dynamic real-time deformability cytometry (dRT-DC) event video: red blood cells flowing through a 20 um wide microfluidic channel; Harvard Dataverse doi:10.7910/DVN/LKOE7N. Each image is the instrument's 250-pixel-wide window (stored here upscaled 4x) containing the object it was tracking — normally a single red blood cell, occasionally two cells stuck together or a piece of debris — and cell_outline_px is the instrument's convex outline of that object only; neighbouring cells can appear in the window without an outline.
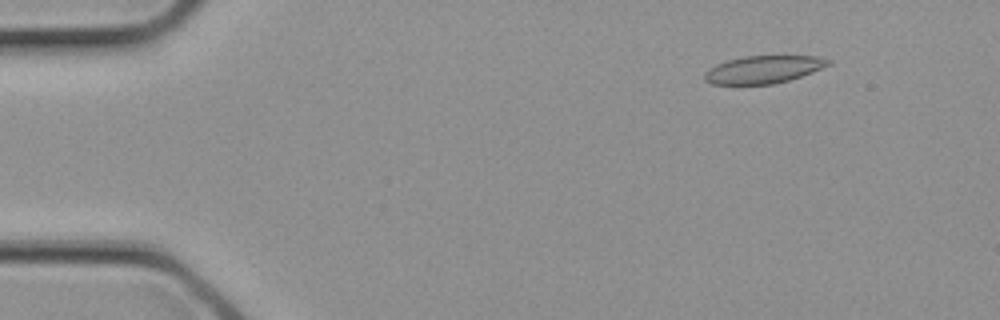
{"species": "common noctule bat (a hibernating species)", "species_latin": "Nyctalus noctula", "temperature_condition": "cold", "stored_images_in_passage": 3, "camera_frame_rate_fps": 3000, "um_per_image_px": 0.085, "animal": {"sex": "female", "body_mass_g": 21.9}, "frame": {"image": 1, "passage_image": 3, "time_ms": 0.667, "image_size_px": [1000, 320], "cell_outline_px": [[832, 64], [812, 72], [788, 80], [772, 84], [712, 84], [704, 80], [704, 72], [708, 68], [716, 64], [728, 60], [744, 56], [820, 56], [832, 60]], "centroid_in_image_um": [64.89, 5.9], "position_along_channel_um": 20.1, "area_um2": 19.94}}